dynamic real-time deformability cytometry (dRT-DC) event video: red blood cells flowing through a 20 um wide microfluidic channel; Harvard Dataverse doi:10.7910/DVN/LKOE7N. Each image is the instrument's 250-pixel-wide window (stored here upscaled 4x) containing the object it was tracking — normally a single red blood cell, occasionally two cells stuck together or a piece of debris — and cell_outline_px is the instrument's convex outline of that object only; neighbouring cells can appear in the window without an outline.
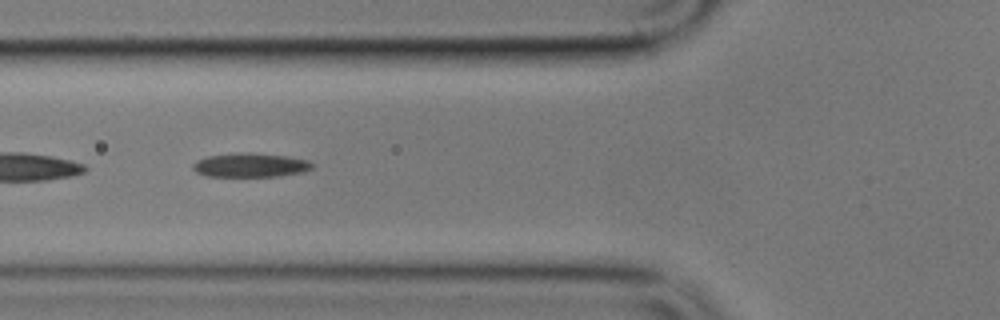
{"species": "common noctule bat (a hibernating species)", "species_latin": "Nyctalus noctula", "temperature_condition": "cold", "stored_images_in_passage": 6, "segment_of_instrument_passage": [2, 2], "camera_frame_rate_fps": 3000, "um_per_image_px": 0.085, "animal": {"sex": "male", "body_mass_g": 17.9}, "frame": {"image": 1, "passage_image": 6, "time_ms": 6.0, "image_size_px": [1000, 320], "cell_outline_px": [[316, 164], [312, 168], [304, 172], [280, 176], [208, 176], [196, 172], [192, 168], [192, 164], [196, 160], [208, 156], [236, 152], [248, 152], [288, 156], [308, 160]], "centroid_in_image_um": [21.31, 14.02], "position_along_channel_um": 104.5, "area_um2": 16.94}}